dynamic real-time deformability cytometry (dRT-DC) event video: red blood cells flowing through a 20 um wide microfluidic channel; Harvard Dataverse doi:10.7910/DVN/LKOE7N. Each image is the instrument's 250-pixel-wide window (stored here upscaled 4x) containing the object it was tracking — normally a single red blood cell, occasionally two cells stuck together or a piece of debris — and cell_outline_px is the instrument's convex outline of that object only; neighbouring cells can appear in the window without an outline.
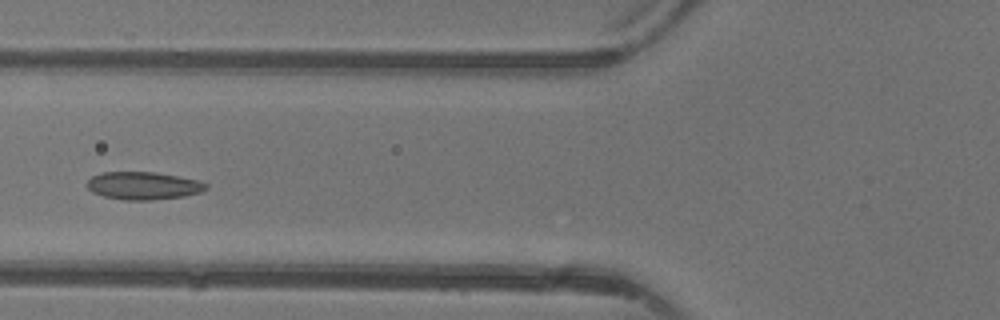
{"species": "common noctule bat (a hibernating species)", "species_latin": "Nyctalus noctula", "temperature_condition": "warm", "stored_images_in_passage": 4, "camera_frame_rate_fps": 3000, "um_per_image_px": 0.085, "animal": {"sex": "female"}, "frame": {"image": 1, "passage_image": 4, "time_ms": 3.333, "image_size_px": [1000, 320], "cell_outline_px": [[208, 188], [200, 192], [184, 196], [152, 200], [124, 200], [104, 196], [92, 192], [84, 184], [92, 176], [104, 172], [156, 172], [196, 180], [208, 184]], "centroid_in_image_um": [12.15, 15.78], "position_along_channel_um": 113.6, "area_um2": 19.19}}